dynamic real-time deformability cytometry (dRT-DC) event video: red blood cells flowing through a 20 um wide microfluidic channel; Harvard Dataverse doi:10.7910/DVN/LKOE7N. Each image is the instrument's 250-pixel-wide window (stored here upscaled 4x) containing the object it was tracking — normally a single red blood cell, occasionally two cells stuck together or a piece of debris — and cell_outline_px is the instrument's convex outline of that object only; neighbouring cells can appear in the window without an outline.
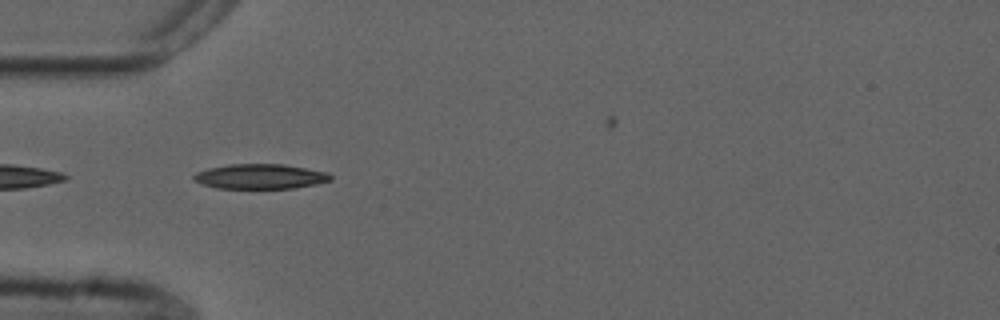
{"species": "common noctule bat (a hibernating species)", "species_latin": "Nyctalus noctula", "temperature_condition": "cold", "stored_images_in_passage": 3, "camera_frame_rate_fps": 3000, "um_per_image_px": 0.085, "animal": {"sex": "male", "forearm_length_mm": 52.5}, "frame": {"image": 1, "passage_image": 2, "time_ms": 0.333, "image_size_px": [1000, 320], "cell_outline_px": [[332, 180], [316, 184], [296, 188], [216, 188], [200, 184], [192, 180], [192, 176], [196, 172], [208, 168], [228, 164], [284, 164], [328, 172], [332, 176]], "centroid_in_image_um": [22.1, 15.0], "position_along_channel_um": 62.9, "area_um2": 20.06}}
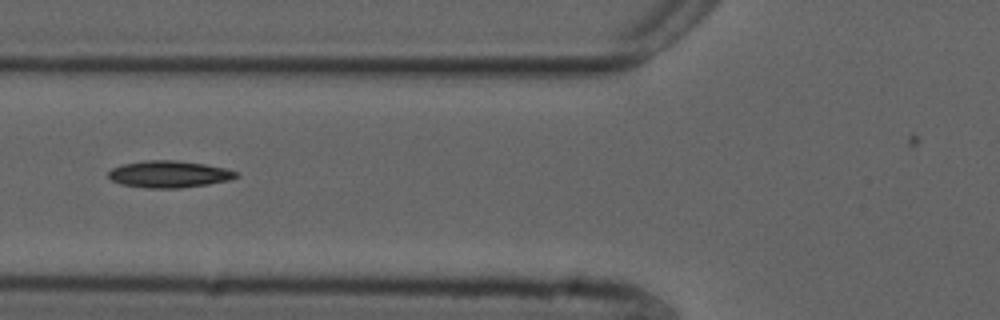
{"frame": {"image": 2, "passage_image": 3, "time_ms": 0.667, "image_size_px": [1000, 320], "cell_outline_px": [[240, 176], [232, 180], [208, 184], [180, 188], [148, 188], [120, 184], [112, 180], [108, 176], [108, 172], [112, 168], [124, 164], [144, 160], [176, 160], [204, 164], [224, 168], [236, 172]], "centroid_in_image_um": [14.38, 14.81], "position_along_channel_um": 111.4, "area_um2": 20.0}}